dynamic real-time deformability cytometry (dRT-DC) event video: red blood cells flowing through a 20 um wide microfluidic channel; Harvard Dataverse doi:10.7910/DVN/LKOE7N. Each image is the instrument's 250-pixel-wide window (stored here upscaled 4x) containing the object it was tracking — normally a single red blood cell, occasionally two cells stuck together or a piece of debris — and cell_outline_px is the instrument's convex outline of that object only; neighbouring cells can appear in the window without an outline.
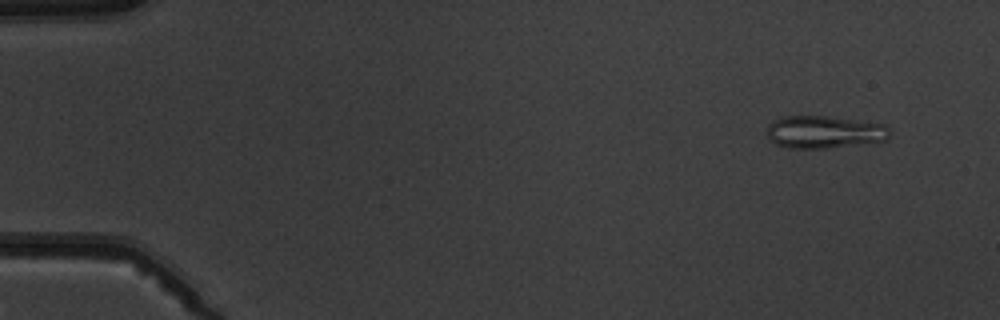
{"species": "common noctule bat (a hibernating species)", "species_latin": "Nyctalus noctula", "temperature_condition": "warm", "stored_images_in_passage": 7, "camera_frame_rate_fps": 3000, "um_per_image_px": 0.085, "animal": {"sex": "male", "body_mass_g": 19.5, "forearm_length_mm": 54.6}, "frame": {"image": 1, "passage_image": 1, "time_ms": 0.0, "image_size_px": [1000, 320], "cell_outline_px": [[888, 140], [828, 148], [788, 148], [776, 144], [768, 140], [768, 124], [784, 116], [828, 116], [884, 124], [888, 128]], "centroid_in_image_um": [70.04, 11.22], "position_along_channel_um": 15.0, "area_um2": 23.12}}
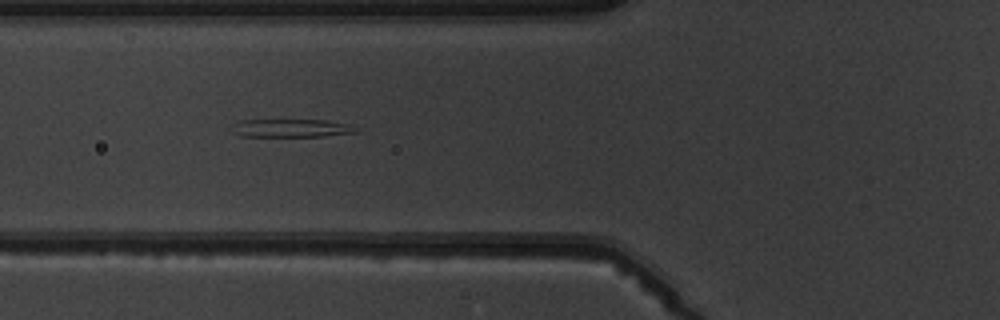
{"frame": {"image": 2, "passage_image": 5, "time_ms": 5.333, "image_size_px": [1000, 320], "cell_outline_px": [[360, 132], [324, 136], [240, 136], [232, 132], [228, 128], [232, 124], [240, 120], [328, 120], [352, 124]], "centroid_in_image_um": [24.75, 10.88], "position_along_channel_um": 101.1, "area_um2": 13.35}}
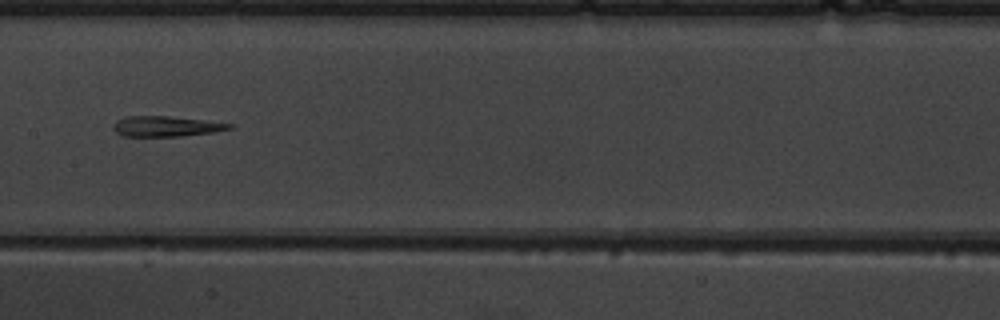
{"frame": {"image": 3, "passage_image": 7, "time_ms": 7.667, "image_size_px": [1000, 320], "cell_outline_px": [[236, 128], [212, 132], [180, 136], [124, 136], [116, 132], [112, 128], [116, 120], [124, 116], [168, 116], [204, 120], [236, 124]], "centroid_in_image_um": [14.15, 10.73], "position_along_channel_um": 193.3, "area_um2": 13.87}}